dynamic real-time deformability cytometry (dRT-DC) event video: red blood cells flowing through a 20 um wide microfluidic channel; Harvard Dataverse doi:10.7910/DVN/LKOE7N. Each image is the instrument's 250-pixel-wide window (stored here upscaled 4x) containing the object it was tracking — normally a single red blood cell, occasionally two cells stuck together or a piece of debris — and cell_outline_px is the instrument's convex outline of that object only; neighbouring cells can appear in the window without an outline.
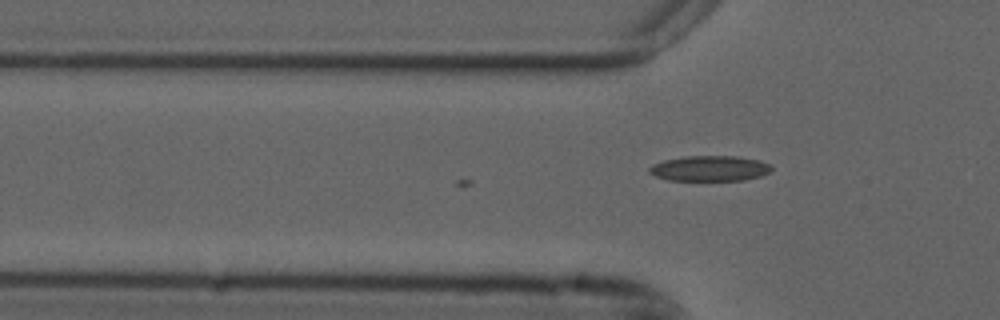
{"species": "common noctule bat (a hibernating species)", "species_latin": "Nyctalus noctula", "temperature_condition": "cold", "stored_images_in_passage": 4, "camera_frame_rate_fps": 3000, "um_per_image_px": 0.085, "animal": {"sex": "male", "forearm_length_mm": 52.5}, "frame": {"image": 1, "passage_image": 4, "time_ms": 1.0, "image_size_px": [1000, 320], "cell_outline_px": [[772, 168], [768, 172], [760, 176], [744, 180], [668, 180], [656, 176], [648, 172], [648, 168], [652, 164], [664, 160], [688, 156], [736, 156], [760, 160], [768, 164]], "centroid_in_image_um": [60.3, 14.31], "position_along_channel_um": 65.5, "area_um2": 17.98}}